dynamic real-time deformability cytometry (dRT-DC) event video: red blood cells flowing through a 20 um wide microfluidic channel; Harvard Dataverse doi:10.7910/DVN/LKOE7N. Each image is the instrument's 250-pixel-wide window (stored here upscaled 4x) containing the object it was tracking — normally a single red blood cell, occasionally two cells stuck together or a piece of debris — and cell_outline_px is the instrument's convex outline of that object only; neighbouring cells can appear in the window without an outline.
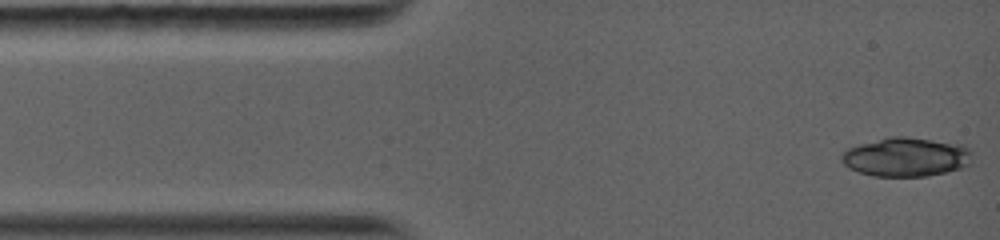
{"species": "common noctule bat (a hibernating species)", "species_latin": "Nyctalus noctula", "temperature_condition": "warm", "stored_images_in_passage": 5, "camera_frame_rate_fps": 5000, "um_per_image_px": 0.085, "animal": {"sex": "female", "body_mass_g": 19.0, "forearm_length_mm": 56.7}, "frame": {"image": 1, "passage_image": 1, "time_ms": 0.0, "image_size_px": [1000, 240], "cell_outline_px": [[972, 156], [968, 164], [960, 168], [944, 172], [924, 176], [872, 176], [848, 168], [840, 160], [840, 156], [848, 148], [860, 144], [892, 136], [904, 136], [964, 144], [972, 152]], "centroid_in_image_um": [77.01, 13.34], "position_along_channel_um": 8.0, "area_um2": 29.59}}
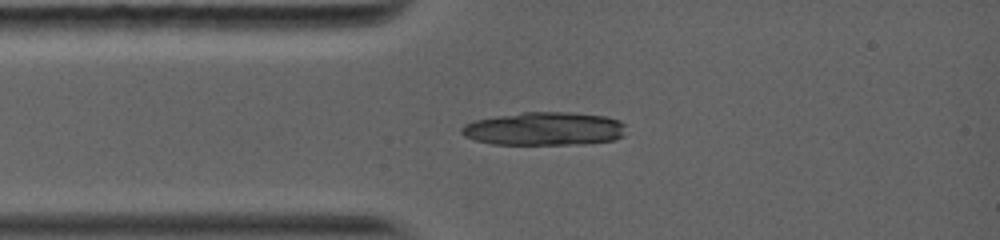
{"frame": {"image": 2, "passage_image": 5, "time_ms": 2.4, "image_size_px": [1000, 240], "cell_outline_px": [[628, 124], [624, 136], [612, 140], [584, 144], [492, 144], [476, 140], [464, 136], [460, 132], [460, 128], [464, 124], [476, 120], [496, 116], [524, 112], [572, 112], [604, 116], [620, 120]], "centroid_in_image_um": [46.32, 10.94], "position_along_channel_um": 38.7, "area_um2": 32.19}}